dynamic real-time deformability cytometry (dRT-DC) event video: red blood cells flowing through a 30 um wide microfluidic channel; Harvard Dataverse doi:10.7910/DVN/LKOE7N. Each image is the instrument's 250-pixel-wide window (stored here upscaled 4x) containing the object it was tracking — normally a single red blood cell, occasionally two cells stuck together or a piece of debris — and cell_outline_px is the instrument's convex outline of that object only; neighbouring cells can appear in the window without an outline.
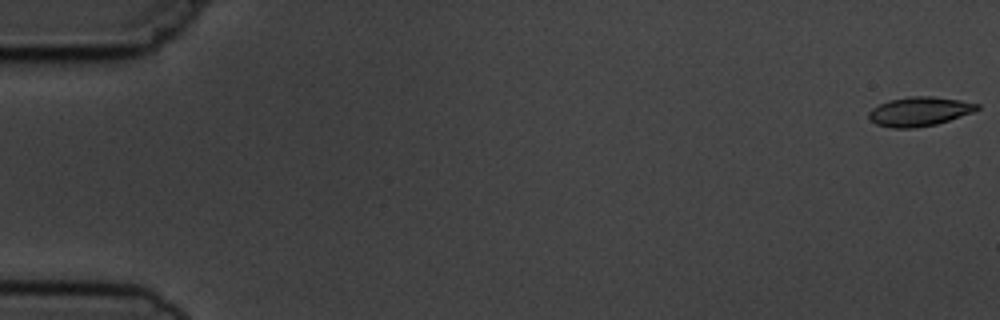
{"species": "common noctule bat (a hibernating species)", "species_latin": "Nyctalus noctula", "temperature_condition": "cold", "stored_images_in_passage": 7, "camera_frame_rate_fps": 3000, "um_per_image_px": 0.085, "animal": {"sex": "male", "body_mass_g": 19.5, "forearm_length_mm": 54.6}, "frame": {"image": 1, "passage_image": 1, "time_ms": 0.0, "image_size_px": [1000, 320], "cell_outline_px": [[980, 108], [972, 112], [936, 124], [916, 128], [892, 128], [876, 124], [868, 116], [868, 112], [872, 108], [888, 100], [908, 96], [932, 96], [960, 100], [980, 104]], "centroid_in_image_um": [78.13, 9.47], "position_along_channel_um": 6.9, "area_um2": 18.38}}
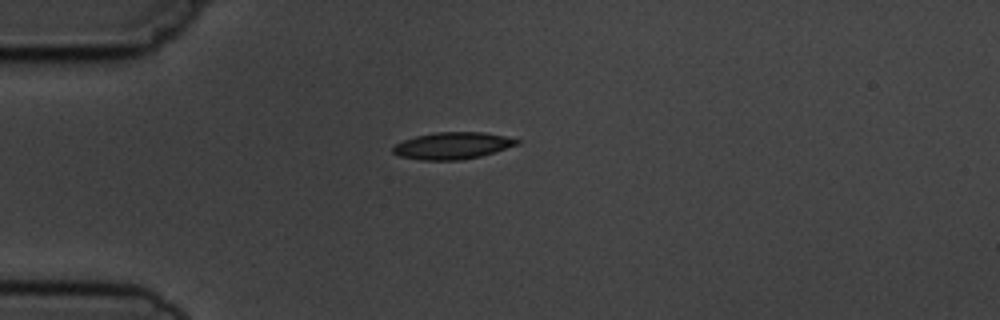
{"frame": {"image": 2, "passage_image": 5, "time_ms": 4.667, "image_size_px": [1000, 320], "cell_outline_px": [[520, 144], [480, 156], [460, 160], [420, 160], [400, 156], [392, 152], [392, 148], [396, 144], [404, 140], [416, 136], [436, 132], [484, 132], [504, 136], [520, 140]], "centroid_in_image_um": [38.46, 12.38], "position_along_channel_um": 46.5, "area_um2": 19.31}}
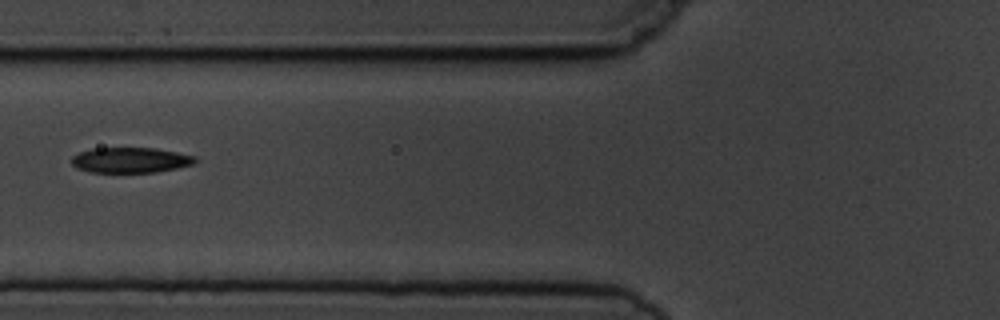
{"frame": {"image": 3, "passage_image": 7, "time_ms": 7.0, "image_size_px": [1000, 320], "cell_outline_px": [[196, 160], [192, 164], [176, 168], [156, 172], [88, 172], [76, 168], [72, 164], [72, 156], [80, 152], [92, 148], [152, 148], [176, 152], [196, 156]], "centroid_in_image_um": [11.05, 13.61], "position_along_channel_um": 114.7, "area_um2": 18.15}}